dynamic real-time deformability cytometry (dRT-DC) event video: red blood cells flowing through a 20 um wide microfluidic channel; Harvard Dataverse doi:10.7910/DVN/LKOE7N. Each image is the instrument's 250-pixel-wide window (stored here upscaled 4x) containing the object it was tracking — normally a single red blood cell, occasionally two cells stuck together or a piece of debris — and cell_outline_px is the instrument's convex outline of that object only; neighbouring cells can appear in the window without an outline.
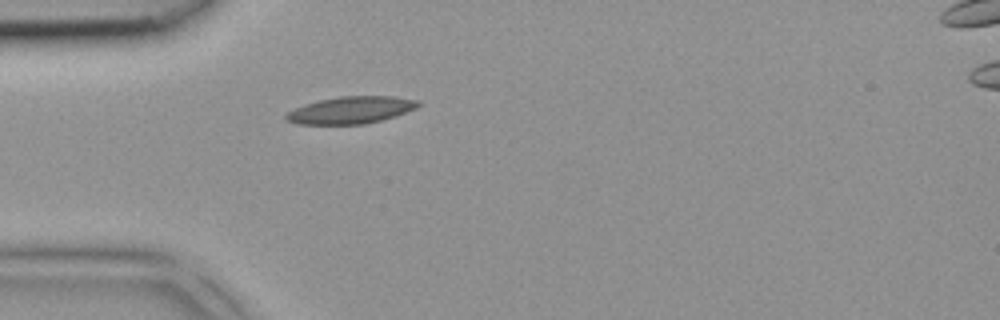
{"species": "common noctule bat (a hibernating species)", "species_latin": "Nyctalus noctula", "temperature_condition": "room temperature", "stored_images_in_passage": 1, "camera_frame_rate_fps": 3000, "um_per_image_px": 0.085, "animal": {"sex": "female", "body_mass_g": 18.4}, "frame": {"image": 1, "passage_image": 1, "time_ms": 0.0, "image_size_px": [1000, 320], "cell_outline_px": [[424, 104], [416, 108], [396, 116], [364, 124], [296, 124], [288, 120], [284, 116], [288, 112], [304, 104], [320, 100], [340, 96], [392, 96], [420, 100]], "centroid_in_image_um": [29.88, 9.35], "position_along_channel_um": 55.1, "area_um2": 20.87}}